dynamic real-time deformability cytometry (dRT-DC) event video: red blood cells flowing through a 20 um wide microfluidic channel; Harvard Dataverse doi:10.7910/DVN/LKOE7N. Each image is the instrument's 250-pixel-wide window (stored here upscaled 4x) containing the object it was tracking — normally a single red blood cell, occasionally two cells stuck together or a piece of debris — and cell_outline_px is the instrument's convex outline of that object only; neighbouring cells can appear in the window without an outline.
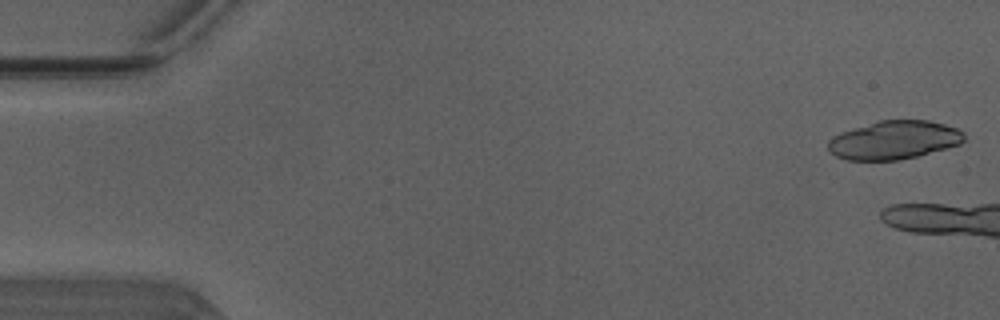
{"species": "Egyptian fruit bat (a non-hibernating species)", "species_latin": "Rousettus aegyptiacus", "temperature_condition": "warm", "stored_images_in_passage": 8, "camera_frame_rate_fps": 3000, "um_per_image_px": 0.085, "animal": {"sex": "male"}, "frame": {"image": 1, "passage_image": 1, "time_ms": 0.0, "image_size_px": [1000, 320], "cell_outline_px": [[964, 140], [960, 144], [916, 156], [900, 160], [848, 160], [836, 156], [828, 152], [828, 140], [832, 136], [880, 120], [928, 120], [944, 124], [956, 128], [964, 132]], "centroid_in_image_um": [75.99, 11.91], "position_along_channel_um": 9.0, "area_um2": 30.23}}